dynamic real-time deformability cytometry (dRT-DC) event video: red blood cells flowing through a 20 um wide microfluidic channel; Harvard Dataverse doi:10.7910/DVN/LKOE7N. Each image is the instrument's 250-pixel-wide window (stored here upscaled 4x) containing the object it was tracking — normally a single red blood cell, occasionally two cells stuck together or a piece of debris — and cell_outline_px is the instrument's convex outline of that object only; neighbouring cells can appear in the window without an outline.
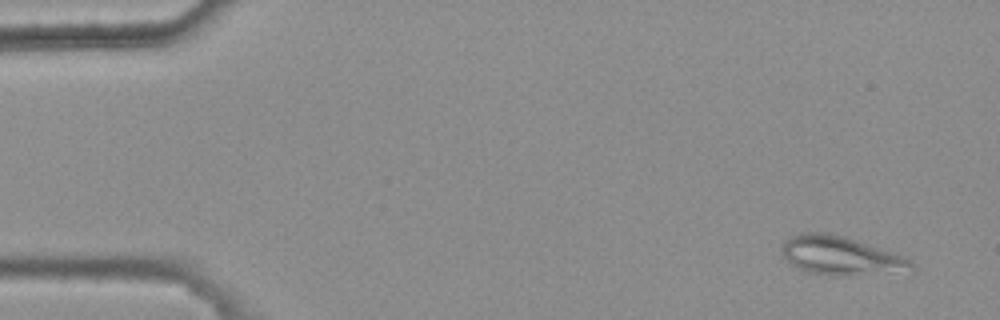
{"species": "common noctule bat (a hibernating species)", "species_latin": "Nyctalus noctula", "temperature_condition": "warm", "stored_images_in_passage": 5, "camera_frame_rate_fps": 3000, "um_per_image_px": 0.085, "animal": {"sex": "female", "body_mass_g": 25.1}, "frame": {"image": 1, "passage_image": 1, "time_ms": 0.0, "image_size_px": [1000, 320], "cell_outline_px": [[916, 268], [848, 276], [836, 276], [808, 272], [792, 264], [780, 252], [780, 244], [792, 236], [804, 232], [824, 232], [844, 236], [900, 256], [908, 260]], "centroid_in_image_um": [71.31, 21.72], "position_along_channel_um": 13.7, "area_um2": 28.21}}